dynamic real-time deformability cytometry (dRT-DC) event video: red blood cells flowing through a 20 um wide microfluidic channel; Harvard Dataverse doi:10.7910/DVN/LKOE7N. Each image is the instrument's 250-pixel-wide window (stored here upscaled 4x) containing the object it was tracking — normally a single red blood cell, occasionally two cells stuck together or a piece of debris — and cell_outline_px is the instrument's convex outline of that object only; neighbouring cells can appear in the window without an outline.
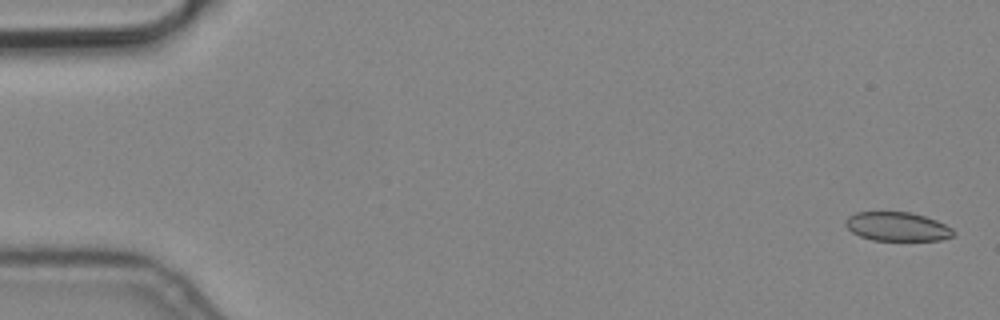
{"species": "common noctule bat (a hibernating species)", "species_latin": "Nyctalus noctula", "temperature_condition": "cold", "stored_images_in_passage": 5, "camera_frame_rate_fps": 3000, "um_per_image_px": 0.085, "animal": {"sex": "male", "body_mass_g": 19.2, "forearm_length_mm": 51.8}, "frame": {"image": 1, "passage_image": 1, "time_ms": 0.0, "image_size_px": [1000, 320], "cell_outline_px": [[956, 232], [952, 236], [940, 240], [872, 240], [860, 236], [852, 232], [844, 224], [844, 220], [848, 216], [856, 212], [912, 212], [936, 220], [952, 228]], "centroid_in_image_um": [76.25, 19.25], "position_along_channel_um": 8.8, "area_um2": 18.21}}
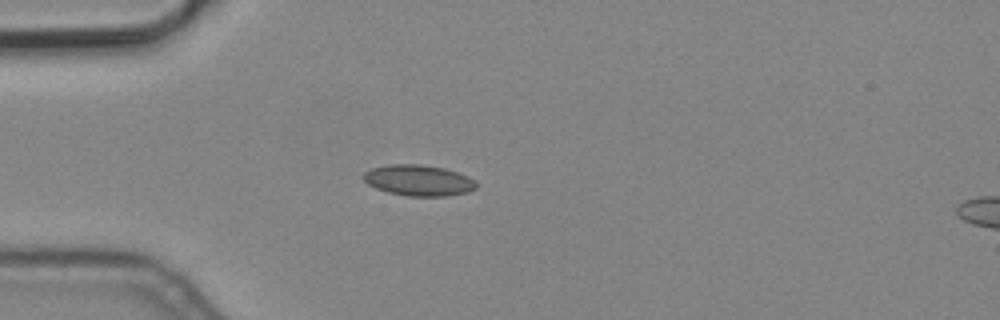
{"frame": {"image": 2, "passage_image": 5, "time_ms": 1.333, "image_size_px": [1000, 320], "cell_outline_px": [[476, 188], [468, 192], [448, 196], [408, 196], [388, 192], [376, 188], [368, 184], [364, 180], [364, 172], [372, 168], [388, 164], [420, 164], [444, 168], [468, 176], [476, 184]], "centroid_in_image_um": [35.57, 15.33], "position_along_channel_um": 49.4, "area_um2": 20.23}}